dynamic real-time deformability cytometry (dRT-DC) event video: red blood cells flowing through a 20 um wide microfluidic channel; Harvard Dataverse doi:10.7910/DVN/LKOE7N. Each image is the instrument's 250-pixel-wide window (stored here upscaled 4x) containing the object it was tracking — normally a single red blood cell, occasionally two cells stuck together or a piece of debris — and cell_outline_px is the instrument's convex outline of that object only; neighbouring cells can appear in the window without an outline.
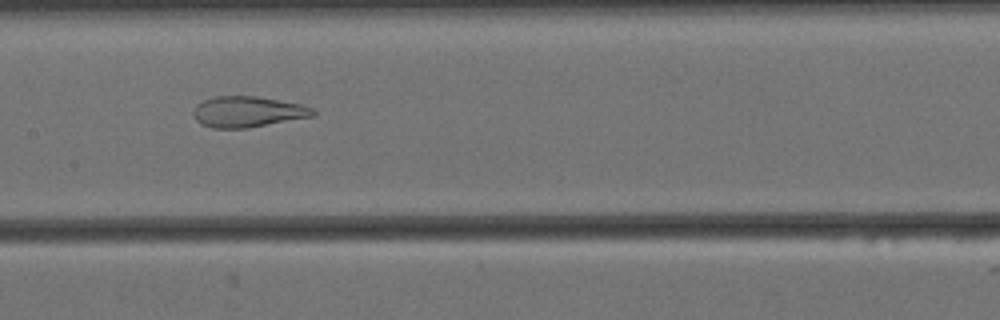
{"species": "Egyptian fruit bat (a non-hibernating species)", "species_latin": "Rousettus aegyptiacus", "temperature_condition": "cold", "stored_images_in_passage": 57, "camera_frame_rate_fps": 3000, "um_per_image_px": 0.085, "animal": {"sex": "female"}, "frame": {"image": 1, "passage_image": 27, "time_ms": 8.667, "image_size_px": [1000, 320], "cell_outline_px": [[316, 112], [312, 116], [248, 128], [212, 128], [200, 124], [196, 120], [192, 112], [196, 104], [212, 96], [256, 96], [300, 104], [312, 108]], "centroid_in_image_um": [20.99, 9.5], "position_along_channel_um": 186.4, "area_um2": 21.44}}
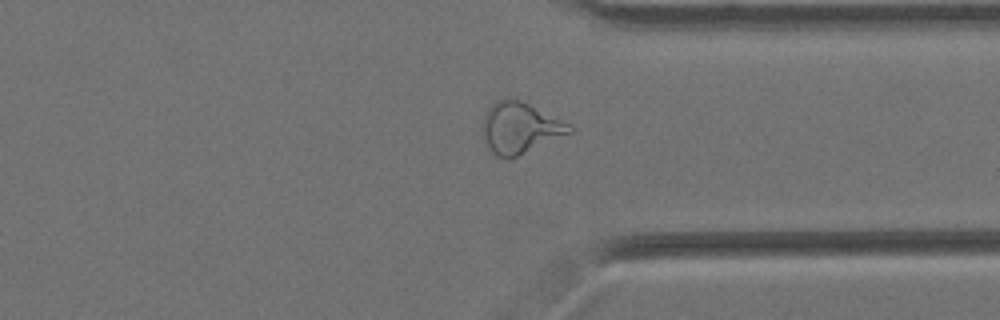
{"frame": {"image": 2, "passage_image": 43, "time_ms": 14.0, "image_size_px": [1000, 320], "cell_outline_px": [[576, 128], [572, 132], [508, 160], [504, 160], [496, 156], [492, 152], [484, 136], [484, 116], [488, 108], [496, 100], [520, 100], [572, 124]], "centroid_in_image_um": [44.24, 10.89], "position_along_channel_um": 367.2, "area_um2": 25.49}}
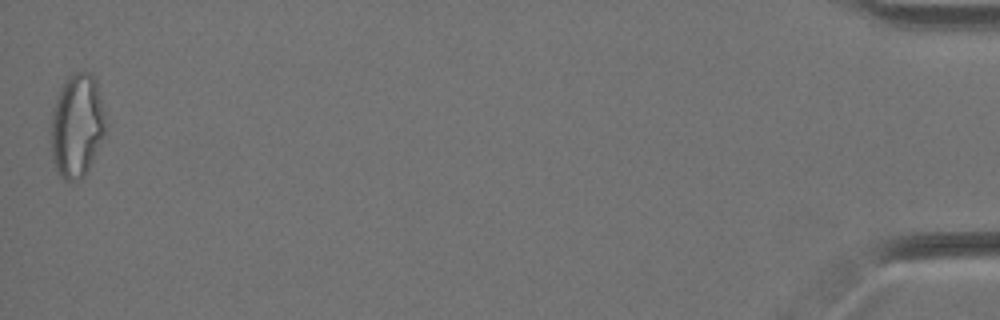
{"frame": {"image": 3, "passage_image": 57, "time_ms": 18.667, "image_size_px": [1000, 320], "cell_outline_px": [[108, 124], [104, 136], [84, 176], [80, 180], [64, 180], [60, 176], [52, 160], [52, 108], [56, 96], [64, 80], [72, 72], [92, 72], [96, 80]], "centroid_in_image_um": [6.56, 10.64], "position_along_channel_um": 428.6, "area_um2": 33.23}, "authors_computed_cell_mechanics": {"area_um2": 27.166, "velocity_mm_per_s": 3.4329, "shape_relaxation_time_tau1_ms": null, "shape_relaxation_time_tau2_ms": 1.6739, "deformation_change_tau1": null, "deformation_change_tau2": 0.1062}}